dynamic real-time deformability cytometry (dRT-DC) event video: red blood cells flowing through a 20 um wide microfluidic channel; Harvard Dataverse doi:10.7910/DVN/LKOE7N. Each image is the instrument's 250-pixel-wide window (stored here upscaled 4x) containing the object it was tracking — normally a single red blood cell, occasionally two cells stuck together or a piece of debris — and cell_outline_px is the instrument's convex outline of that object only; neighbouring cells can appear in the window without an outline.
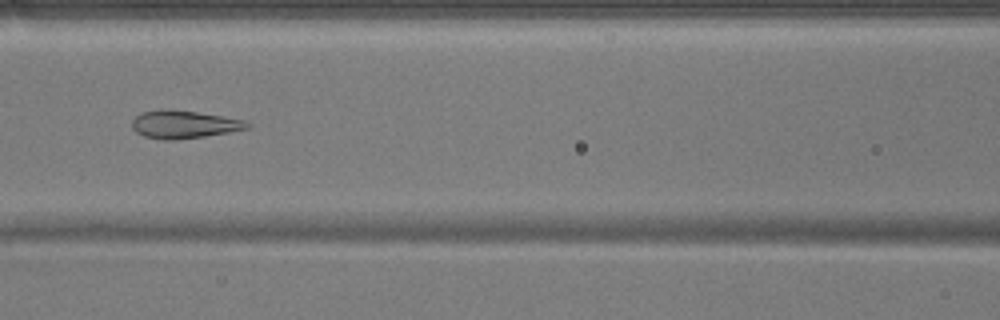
{"species": "common noctule bat (a hibernating species)", "species_latin": "Nyctalus noctula", "temperature_condition": "warm", "stored_images_in_passage": 52, "camera_frame_rate_fps": 3000, "um_per_image_px": 0.085, "animal": {"sex": "male", "body_mass_g": 17.9}, "frame": {"image": 1, "passage_image": 23, "time_ms": 7.333, "image_size_px": [1000, 320], "cell_outline_px": [[252, 124], [248, 128], [228, 132], [204, 136], [176, 140], [164, 140], [144, 136], [136, 132], [132, 128], [132, 120], [140, 112], [160, 108], [196, 112], [244, 120]], "centroid_in_image_um": [15.58, 10.57], "position_along_channel_um": 151.0, "area_um2": 18.67}}
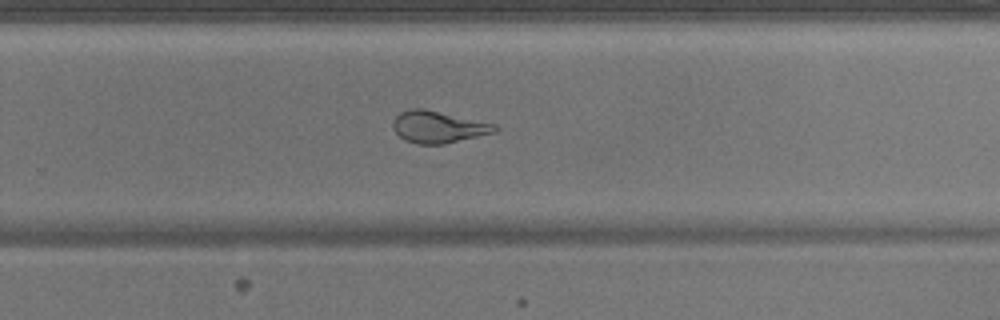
{"frame": {"image": 2, "passage_image": 34, "time_ms": 11.0, "image_size_px": [1000, 320], "cell_outline_px": [[500, 128], [496, 132], [444, 144], [416, 144], [404, 140], [392, 128], [392, 120], [400, 112], [408, 108], [424, 108], [496, 124]], "centroid_in_image_um": [37.23, 10.78], "position_along_channel_um": 292.6, "area_um2": 19.13}}
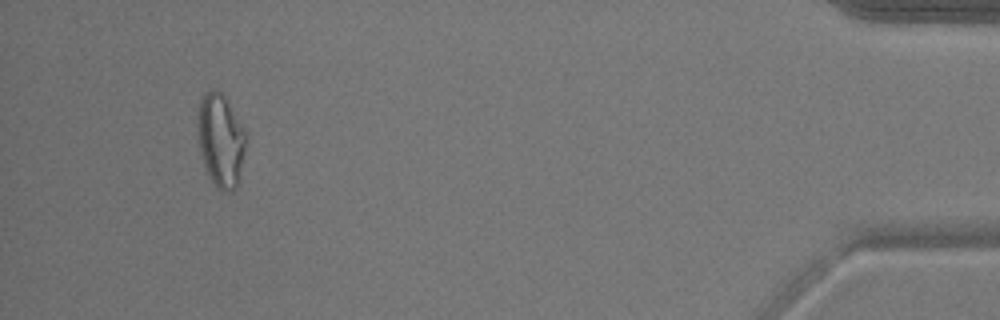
{"frame": {"image": 3, "passage_image": 49, "time_ms": 16.0, "image_size_px": [1000, 320], "cell_outline_px": [[244, 152], [236, 188], [232, 192], [220, 192], [216, 188], [208, 176], [200, 152], [200, 100], [204, 92], [208, 88], [216, 88], [224, 96], [244, 128]], "centroid_in_image_um": [18.76, 11.95], "position_along_channel_um": 416.4, "area_um2": 25.49}, "authors_computed_cell_mechanics": {"area_um2": 23.0333, "velocity_mm_per_s": 3.8792, "shape_relaxation_time_tau1_ms": null, "shape_relaxation_time_tau2_ms": 1.0173, "deformation_change_tau1": null, "deformation_change_tau2": 0.0575}}